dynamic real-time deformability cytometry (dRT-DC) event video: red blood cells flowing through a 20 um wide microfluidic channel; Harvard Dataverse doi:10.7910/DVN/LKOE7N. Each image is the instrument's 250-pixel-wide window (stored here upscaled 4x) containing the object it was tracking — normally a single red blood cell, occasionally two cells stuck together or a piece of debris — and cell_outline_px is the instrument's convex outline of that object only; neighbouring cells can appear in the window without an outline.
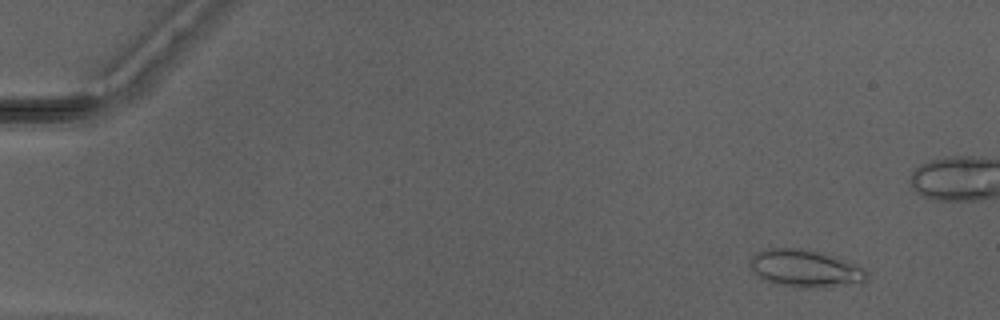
{"species": "Egyptian fruit bat (a non-hibernating species)", "species_latin": "Rousettus aegyptiacus", "temperature_condition": "warm", "stored_images_in_passage": 45, "camera_frame_rate_fps": 3000, "um_per_image_px": 0.085, "animal": {"sex": "male"}, "frame": {"image": 1, "passage_image": 5, "time_ms": 1.333, "image_size_px": [1000, 320], "cell_outline_px": [[868, 276], [860, 284], [824, 288], [804, 288], [784, 284], [768, 280], [760, 276], [752, 268], [752, 256], [756, 252], [768, 248], [800, 248], [824, 252], [856, 264], [864, 268], [868, 272]], "centroid_in_image_um": [68.56, 22.81], "position_along_channel_um": 16.4, "area_um2": 25.37}}
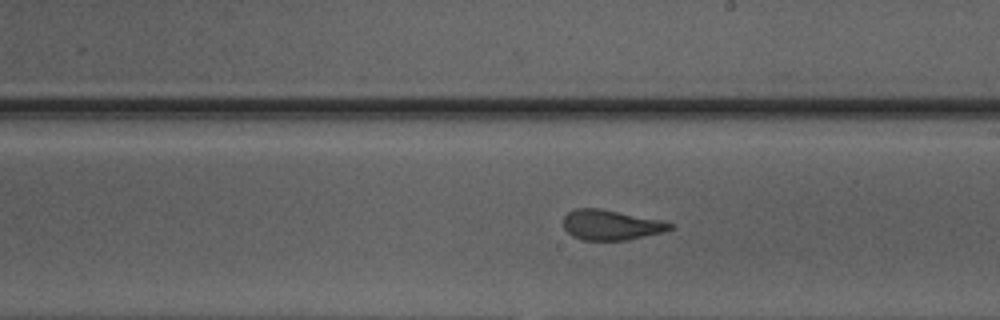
{"frame": {"image": 2, "passage_image": 30, "time_ms": 9.667, "image_size_px": [1000, 320], "cell_outline_px": [[676, 224], [672, 228], [664, 232], [628, 240], [584, 240], [572, 236], [564, 228], [564, 216], [568, 212], [576, 208], [600, 208], [660, 220]], "centroid_in_image_um": [51.95, 19.12], "position_along_channel_um": 237.1, "area_um2": 18.73}}
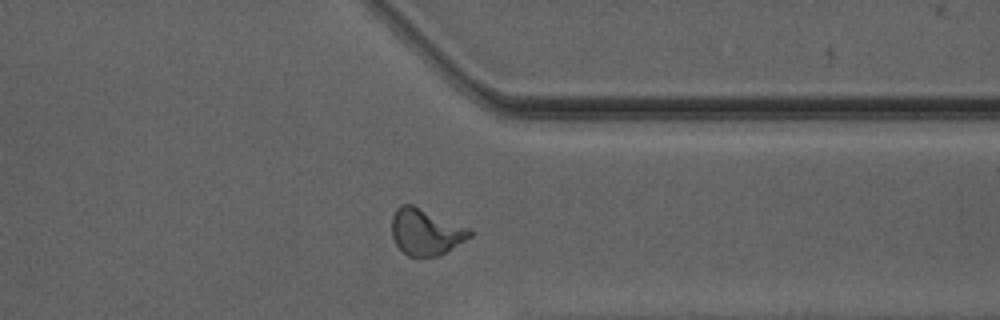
{"frame": {"image": 3, "passage_image": 40, "time_ms": 13.0, "image_size_px": [1000, 320], "cell_outline_px": [[472, 236], [440, 256], [408, 256], [396, 244], [392, 236], [392, 216], [396, 208], [400, 204], [412, 204], [468, 228], [472, 232]], "centroid_in_image_um": [36.17, 19.71], "position_along_channel_um": 375.2, "area_um2": 20.87}}